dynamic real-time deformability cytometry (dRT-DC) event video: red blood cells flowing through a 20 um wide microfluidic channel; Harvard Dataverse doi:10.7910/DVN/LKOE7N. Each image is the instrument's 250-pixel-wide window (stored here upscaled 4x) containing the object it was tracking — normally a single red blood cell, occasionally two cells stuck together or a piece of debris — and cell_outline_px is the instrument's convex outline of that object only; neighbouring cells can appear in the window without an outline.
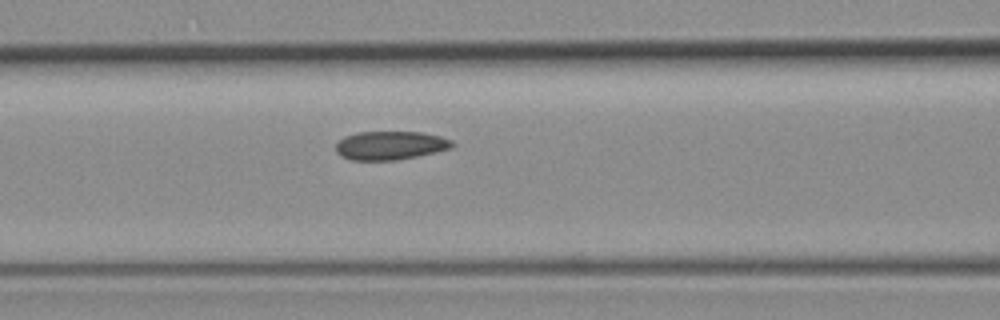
{"species": "common noctule bat (a hibernating species)", "species_latin": "Nyctalus noctula", "temperature_condition": "room temperature", "stored_images_in_passage": 6, "camera_frame_rate_fps": 3000, "um_per_image_px": 0.085, "animal": {"sex": "female", "body_mass_g": 19.3, "forearm_length_mm": 54.1}, "frame": {"image": 1, "passage_image": 6, "time_ms": 6.667, "image_size_px": [1000, 320], "cell_outline_px": [[456, 144], [452, 148], [416, 156], [396, 160], [352, 160], [340, 156], [336, 152], [336, 144], [344, 136], [356, 132], [424, 132], [440, 136], [452, 140]], "centroid_in_image_um": [33.18, 12.35], "position_along_channel_um": 133.4, "area_um2": 19.48}}